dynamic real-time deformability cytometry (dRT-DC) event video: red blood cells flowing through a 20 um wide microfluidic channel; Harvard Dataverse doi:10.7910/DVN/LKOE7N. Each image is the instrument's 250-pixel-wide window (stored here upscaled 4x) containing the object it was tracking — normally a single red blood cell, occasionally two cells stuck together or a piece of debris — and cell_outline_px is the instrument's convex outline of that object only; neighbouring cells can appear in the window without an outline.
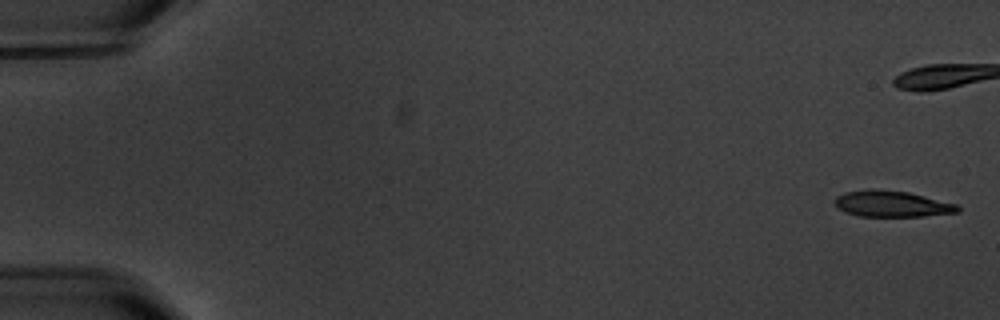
{"species": "common noctule bat (a hibernating species)", "species_latin": "Nyctalus noctula", "temperature_condition": "warm", "stored_images_in_passage": 6, "camera_frame_rate_fps": 3000, "um_per_image_px": 0.085, "animal": {"sex": "male", "body_mass_g": 20.1, "forearm_length_mm": 53.5}, "frame": {"image": 1, "passage_image": 1, "time_ms": 0.0, "image_size_px": [1000, 320], "cell_outline_px": [[960, 212], [924, 216], [860, 216], [844, 212], [836, 204], [836, 196], [844, 192], [868, 188], [908, 192], [956, 204], [960, 208]], "centroid_in_image_um": [75.8, 17.32], "position_along_channel_um": 9.2, "area_um2": 18.61}}